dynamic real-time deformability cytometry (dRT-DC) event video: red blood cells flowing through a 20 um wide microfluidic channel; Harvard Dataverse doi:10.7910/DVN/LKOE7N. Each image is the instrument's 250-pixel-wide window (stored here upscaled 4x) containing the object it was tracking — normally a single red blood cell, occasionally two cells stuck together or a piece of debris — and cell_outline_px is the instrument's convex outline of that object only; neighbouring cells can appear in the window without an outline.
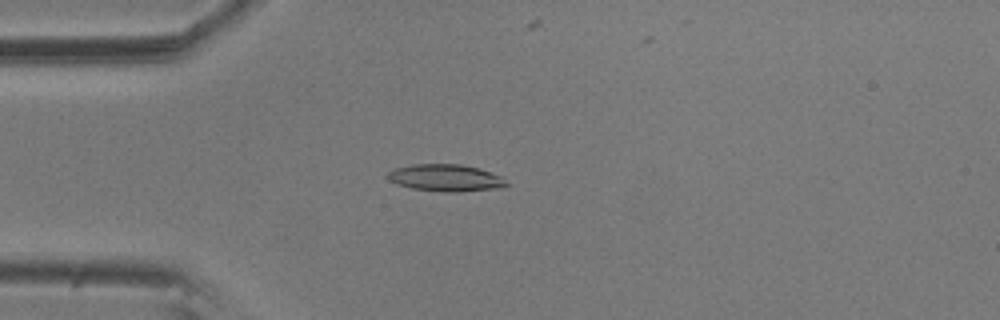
{"species": "common noctule bat (a hibernating species)", "species_latin": "Nyctalus noctula", "temperature_condition": "room temperature", "stored_images_in_passage": 4, "camera_frame_rate_fps": 3000, "um_per_image_px": 0.085, "animal": {"sex": "male", "body_mass_g": 20.5, "forearm_length_mm": 52.5}, "frame": {"image": 1, "passage_image": 3, "time_ms": 0.667, "image_size_px": [1000, 320], "cell_outline_px": [[508, 184], [504, 188], [460, 192], [444, 192], [412, 188], [396, 184], [388, 176], [388, 172], [396, 168], [412, 164], [460, 164], [480, 168], [504, 176]], "centroid_in_image_um": [37.98, 15.12], "position_along_channel_um": 47.0, "area_um2": 18.9}}